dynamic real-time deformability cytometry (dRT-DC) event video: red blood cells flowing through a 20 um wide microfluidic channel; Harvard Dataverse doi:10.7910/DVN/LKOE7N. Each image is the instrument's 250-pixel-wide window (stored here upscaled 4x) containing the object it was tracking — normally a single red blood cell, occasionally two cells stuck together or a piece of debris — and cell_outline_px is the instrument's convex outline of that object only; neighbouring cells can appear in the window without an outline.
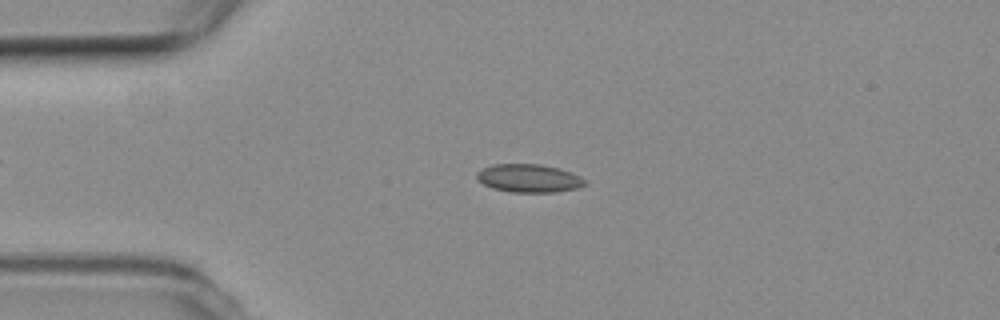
{"species": "common noctule bat (a hibernating species)", "species_latin": "Nyctalus noctula", "temperature_condition": "room temperature", "stored_images_in_passage": 31, "camera_frame_rate_fps": 3000, "um_per_image_px": 0.085, "animal": {"sex": "female", "body_mass_g": 19.3, "forearm_length_mm": 54.1}, "frame": {"image": 1, "passage_image": 5, "time_ms": 1.333, "image_size_px": [1000, 320], "cell_outline_px": [[588, 184], [576, 188], [556, 192], [512, 192], [492, 188], [476, 180], [476, 172], [492, 164], [540, 164], [560, 168], [580, 176], [588, 180]], "centroid_in_image_um": [44.97, 15.15], "position_along_channel_um": 40.0, "area_um2": 17.92}}
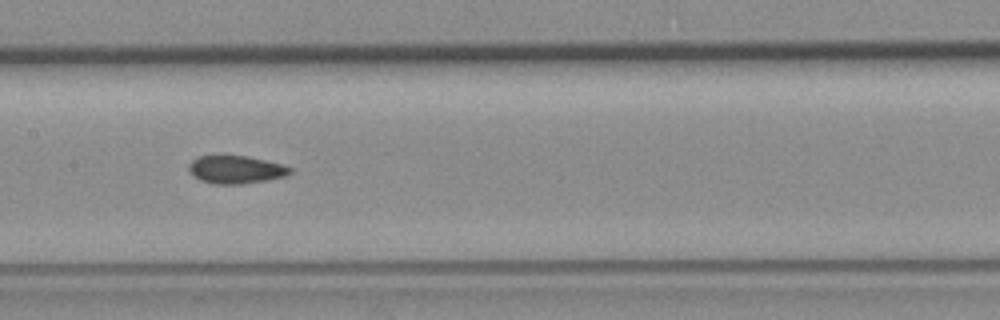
{"frame": {"image": 2, "passage_image": 19, "time_ms": 6.0, "image_size_px": [1000, 320], "cell_outline_px": [[292, 172], [288, 176], [268, 180], [240, 184], [212, 184], [200, 180], [192, 176], [188, 172], [188, 164], [192, 160], [200, 156], [248, 156], [284, 164], [292, 168]], "centroid_in_image_um": [20.06, 14.42], "position_along_channel_um": 187.3, "area_um2": 16.76}}
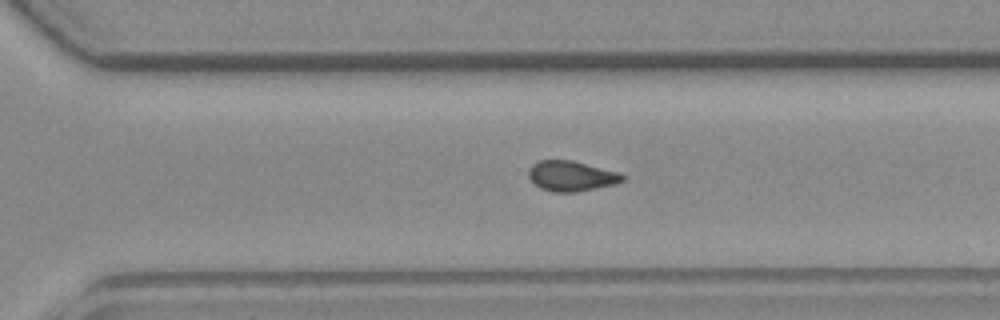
{"frame": {"image": 3, "passage_image": 30, "time_ms": 9.667, "image_size_px": [1000, 320], "cell_outline_px": [[624, 180], [616, 184], [576, 192], [552, 192], [540, 188], [532, 184], [528, 176], [528, 168], [532, 164], [540, 160], [572, 160], [620, 172], [624, 176]], "centroid_in_image_um": [48.53, 14.96], "position_along_channel_um": 322.1, "area_um2": 16.82}}